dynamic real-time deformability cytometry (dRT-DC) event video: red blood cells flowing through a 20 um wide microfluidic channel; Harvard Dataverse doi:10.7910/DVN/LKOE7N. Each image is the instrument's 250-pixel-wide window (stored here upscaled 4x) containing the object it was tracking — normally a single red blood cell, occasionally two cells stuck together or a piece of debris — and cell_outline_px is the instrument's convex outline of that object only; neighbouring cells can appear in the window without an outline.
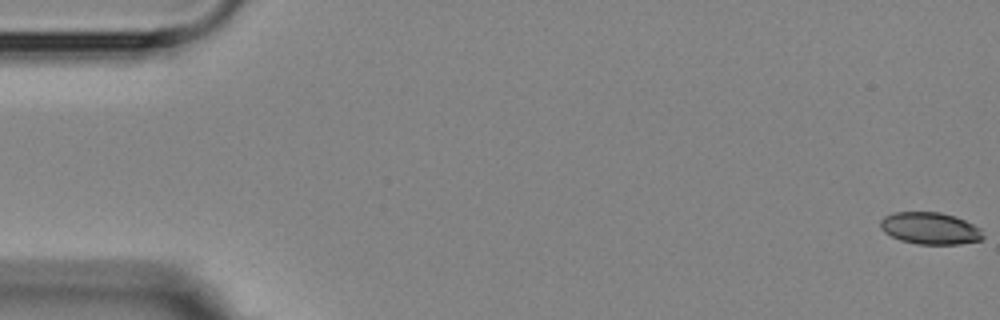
{"species": "Egyptian fruit bat (a non-hibernating species)", "species_latin": "Rousettus aegyptiacus", "temperature_condition": "room temperature", "stored_images_in_passage": 5, "camera_frame_rate_fps": 3000, "um_per_image_px": 0.085, "animal": {"sex": "female"}, "frame": {"image": 1, "passage_image": 1, "time_ms": 0.0, "image_size_px": [1000, 320], "cell_outline_px": [[984, 240], [960, 244], [916, 244], [900, 240], [884, 232], [880, 228], [880, 220], [884, 216], [892, 212], [940, 212], [956, 216], [980, 228], [984, 236]], "centroid_in_image_um": [79.06, 19.41], "position_along_channel_um": 5.9, "area_um2": 19.31}}
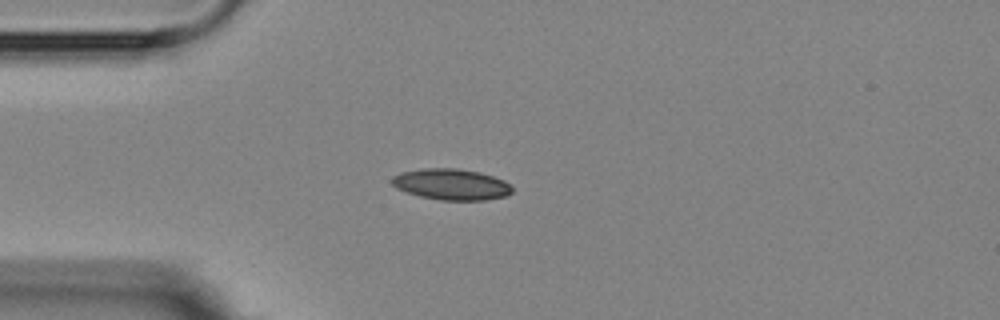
{"frame": {"image": 2, "passage_image": 5, "time_ms": 4.667, "image_size_px": [1000, 320], "cell_outline_px": [[512, 192], [504, 196], [484, 200], [440, 200], [420, 196], [396, 188], [392, 184], [392, 176], [400, 172], [424, 168], [456, 168], [480, 172], [504, 180], [512, 184]], "centroid_in_image_um": [38.37, 15.66], "position_along_channel_um": 46.6, "area_um2": 21.79}}